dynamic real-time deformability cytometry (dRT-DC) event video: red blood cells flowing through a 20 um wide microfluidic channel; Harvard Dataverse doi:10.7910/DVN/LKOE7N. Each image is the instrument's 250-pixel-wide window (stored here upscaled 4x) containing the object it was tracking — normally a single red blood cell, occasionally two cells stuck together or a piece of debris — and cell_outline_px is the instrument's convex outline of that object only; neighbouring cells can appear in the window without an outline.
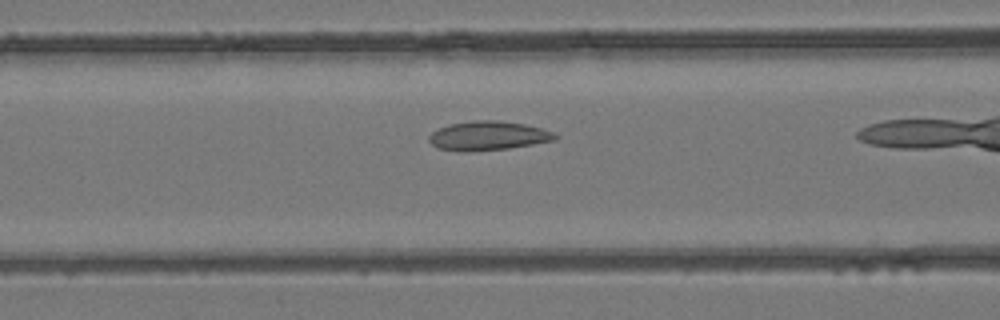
{"species": "common noctule bat (a hibernating species)", "species_latin": "Nyctalus noctula", "temperature_condition": "room temperature", "stored_images_in_passage": 5, "segment_of_instrument_passage": [2, 2], "camera_frame_rate_fps": 3000, "um_per_image_px": 0.085, "animal": {"sex": "female", "body_mass_g": 24.6, "forearm_length_mm": 56.2}, "frame": {"image": 1, "passage_image": 5, "time_ms": 4.333, "image_size_px": [1000, 320], "cell_outline_px": [[560, 136], [556, 140], [508, 148], [468, 152], [460, 152], [436, 148], [428, 140], [428, 136], [432, 132], [448, 124], [472, 120], [500, 120], [524, 124], [540, 128], [552, 132]], "centroid_in_image_um": [41.45, 11.54], "position_along_channel_um": 125.1, "area_um2": 21.56}}